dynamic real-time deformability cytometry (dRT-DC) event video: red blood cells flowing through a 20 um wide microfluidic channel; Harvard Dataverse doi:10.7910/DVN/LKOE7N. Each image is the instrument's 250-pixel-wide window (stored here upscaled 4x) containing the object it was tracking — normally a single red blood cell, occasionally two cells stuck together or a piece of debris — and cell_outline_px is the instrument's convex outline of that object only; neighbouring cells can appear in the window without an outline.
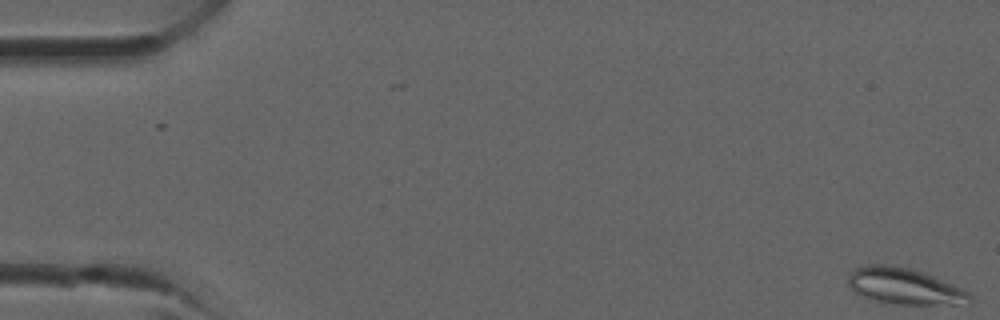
{"species": "common noctule bat (a hibernating species)", "species_latin": "Nyctalus noctula", "temperature_condition": "room temperature", "stored_images_in_passage": 38, "camera_frame_rate_fps": 3000, "um_per_image_px": 0.085, "animal": {"sex": "male", "forearm_length_mm": 52.5}, "frame": {"image": 1, "passage_image": 1, "time_ms": 0.0, "image_size_px": [1000, 320], "cell_outline_px": [[972, 304], [900, 304], [876, 300], [864, 296], [856, 292], [848, 284], [848, 276], [856, 268], [868, 264], [880, 264], [904, 268], [920, 272], [932, 276], [960, 288], [968, 292], [972, 296]], "centroid_in_image_um": [76.9, 24.35], "position_along_channel_um": 8.1, "area_um2": 24.91}}
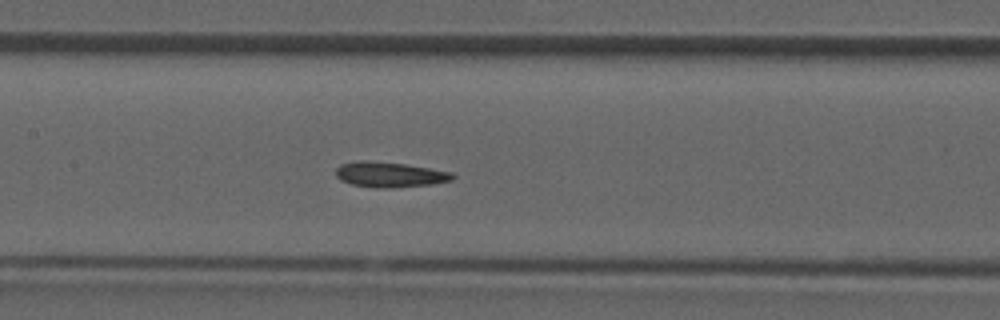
{"frame": {"image": 2, "passage_image": 18, "time_ms": 5.667, "image_size_px": [1000, 320], "cell_outline_px": [[456, 176], [452, 180], [432, 184], [396, 188], [380, 188], [352, 184], [340, 180], [336, 176], [336, 168], [340, 164], [356, 160], [364, 160], [404, 164], [452, 172]], "centroid_in_image_um": [33.11, 14.84], "position_along_channel_um": 174.3, "area_um2": 17.22}}
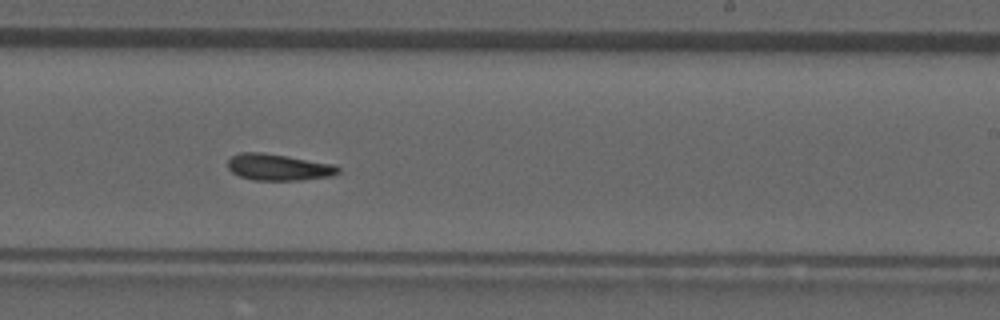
{"frame": {"image": 3, "passage_image": 23, "time_ms": 7.333, "image_size_px": [1000, 320], "cell_outline_px": [[340, 172], [332, 176], [300, 180], [256, 180], [240, 176], [232, 172], [228, 168], [228, 160], [232, 156], [240, 152], [260, 152], [288, 156], [336, 164], [340, 168]], "centroid_in_image_um": [23.71, 14.21], "position_along_channel_um": 265.3, "area_um2": 17.11}}